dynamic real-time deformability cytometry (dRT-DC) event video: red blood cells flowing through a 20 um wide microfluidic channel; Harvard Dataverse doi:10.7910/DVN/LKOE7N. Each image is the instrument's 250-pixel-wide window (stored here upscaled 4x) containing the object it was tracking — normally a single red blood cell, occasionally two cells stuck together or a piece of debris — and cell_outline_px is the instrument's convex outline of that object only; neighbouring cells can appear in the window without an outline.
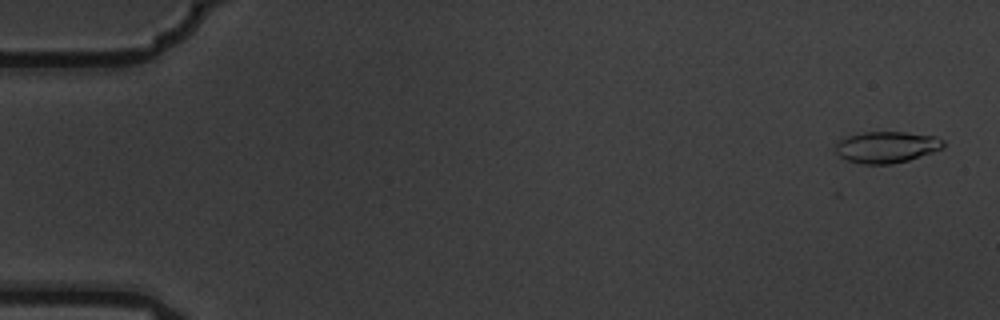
{"species": "common noctule bat (a hibernating species)", "species_latin": "Nyctalus noctula", "temperature_condition": "warm", "stored_images_in_passage": 6, "camera_frame_rate_fps": 3000, "um_per_image_px": 0.085, "animal": {"sex": "male", "body_mass_g": 19.5, "forearm_length_mm": 54.6}, "frame": {"image": 1, "passage_image": 1, "time_ms": 0.0, "image_size_px": [1000, 320], "cell_outline_px": [[944, 148], [908, 160], [892, 164], [864, 164], [844, 160], [836, 152], [836, 140], [844, 136], [864, 132], [904, 132], [936, 136], [944, 140]], "centroid_in_image_um": [75.33, 12.49], "position_along_channel_um": 9.7, "area_um2": 19.94}}